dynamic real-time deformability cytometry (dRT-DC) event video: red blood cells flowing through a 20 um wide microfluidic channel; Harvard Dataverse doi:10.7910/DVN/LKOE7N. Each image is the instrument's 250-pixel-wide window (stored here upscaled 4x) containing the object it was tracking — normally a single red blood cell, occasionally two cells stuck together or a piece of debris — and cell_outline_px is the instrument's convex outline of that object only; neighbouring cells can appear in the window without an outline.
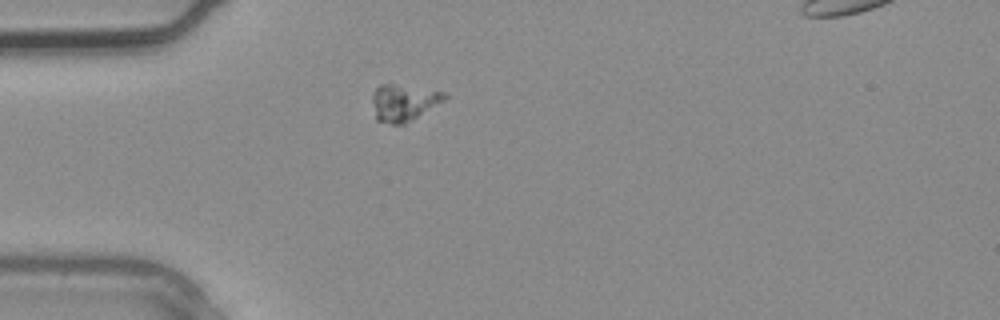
{"species": "common noctule bat (a hibernating species)", "species_latin": "Nyctalus noctula", "temperature_condition": "warm", "stored_images_in_passage": 1, "camera_frame_rate_fps": 3000, "um_per_image_px": 0.085, "animal": {"sex": "male", "body_mass_g": 20.4}, "frame": {"image": 1, "passage_image": 1, "time_ms": 0.0, "image_size_px": [1000, 320], "cell_outline_px": [[448, 96], [444, 100], [412, 120], [404, 124], [392, 124], [376, 120], [372, 100], [372, 96], [376, 88], [380, 84], [396, 84], [448, 92]], "centroid_in_image_um": [34.32, 8.71], "position_along_channel_um": 50.7, "area_um2": 15.43}}